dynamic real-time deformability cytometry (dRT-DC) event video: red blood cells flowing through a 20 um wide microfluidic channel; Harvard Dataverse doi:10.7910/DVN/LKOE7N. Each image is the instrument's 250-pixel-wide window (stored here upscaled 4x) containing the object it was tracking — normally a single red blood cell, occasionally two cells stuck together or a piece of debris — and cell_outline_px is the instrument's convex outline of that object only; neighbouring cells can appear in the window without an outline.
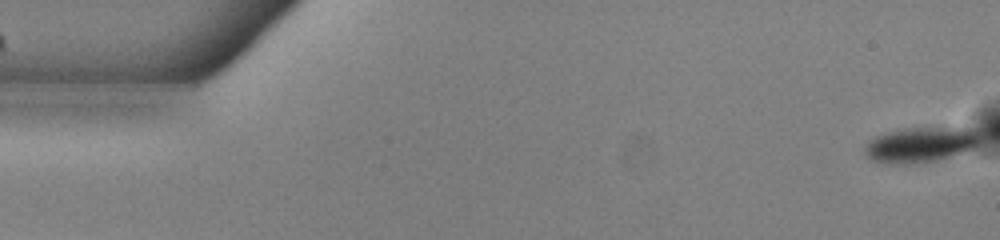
{"species": "common noctule bat (a hibernating species)", "species_latin": "Nyctalus noctula", "temperature_condition": "warm", "stored_images_in_passage": 54, "camera_frame_rate_fps": 3000, "um_per_image_px": 0.085, "animal": {"sex": "male", "body_mass_g": 13.0, "forearm_length_mm": 53.1}, "frame": {"image": 1, "passage_image": 1, "time_ms": 0.0, "image_size_px": [1000, 240], "cell_outline_px": [[980, 144], [972, 148], [936, 160], [908, 164], [884, 164], [872, 160], [864, 152], [864, 148], [868, 140], [876, 136], [888, 132], [912, 128], [956, 128], [976, 132], [980, 136]], "centroid_in_image_um": [78.16, 12.32], "position_along_channel_um": 6.8, "area_um2": 23.12}}
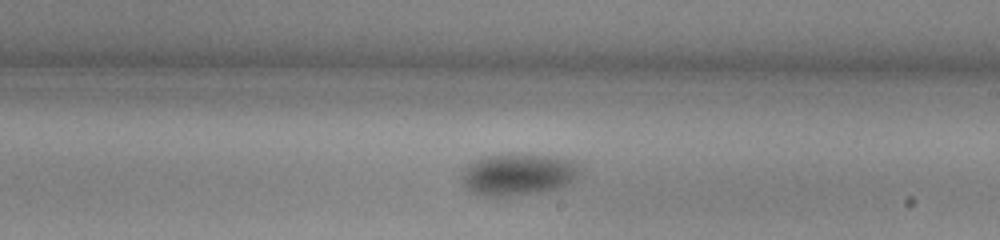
{"frame": {"image": 2, "passage_image": 31, "time_ms": 10.0, "image_size_px": [1000, 240], "cell_outline_px": [[584, 168], [572, 180], [556, 188], [540, 192], [516, 196], [484, 196], [472, 192], [464, 184], [464, 168], [476, 160], [484, 156], [508, 152], [520, 152], [548, 156], [568, 160]], "centroid_in_image_um": [44.03, 14.8], "position_along_channel_um": 245.0, "area_um2": 28.78}}
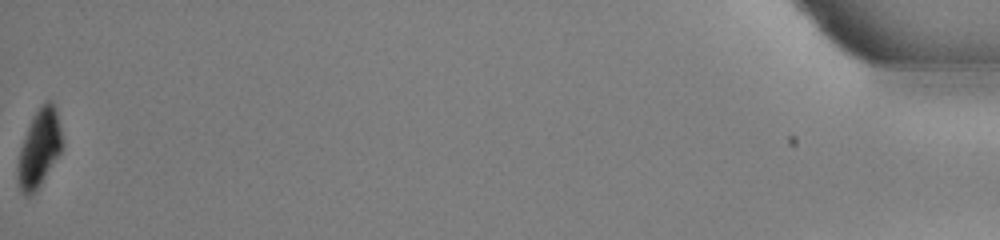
{"frame": {"image": 3, "passage_image": 54, "time_ms": 17.667, "image_size_px": [1000, 240], "cell_outline_px": [[60, 152], [36, 192], [28, 196], [20, 192], [16, 172], [16, 168], [20, 148], [32, 116], [40, 104], [44, 100], [52, 100], [56, 108], [60, 128]], "centroid_in_image_um": [3.29, 12.6], "position_along_channel_um": 431.9, "area_um2": 20.0}, "authors_computed_cell_mechanics": {"area_um2": 26.4435, "velocity_mm_per_s": 3.8308, "shape_relaxation_time_tau1_ms": null, "shape_relaxation_time_tau2_ms": 8.7863, "deformation_change_tau1": null, "deformation_change_tau2": 0.0573}}